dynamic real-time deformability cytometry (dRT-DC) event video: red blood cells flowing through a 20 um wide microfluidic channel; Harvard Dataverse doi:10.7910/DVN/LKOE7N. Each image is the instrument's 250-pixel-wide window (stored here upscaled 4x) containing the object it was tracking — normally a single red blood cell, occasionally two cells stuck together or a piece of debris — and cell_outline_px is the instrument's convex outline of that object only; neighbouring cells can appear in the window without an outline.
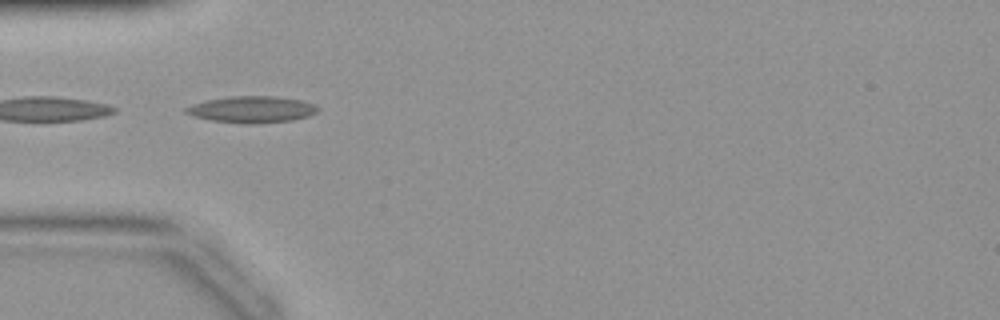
{"species": "common noctule bat (a hibernating species)", "species_latin": "Nyctalus noctula", "temperature_condition": "warm", "stored_images_in_passage": 30, "camera_frame_rate_fps": 3000, "um_per_image_px": 0.085, "animal": {"sex": "female", "body_mass_g": 19.9}, "frame": {"image": 1, "passage_image": 1, "time_ms": 0.0, "image_size_px": [1000, 320], "cell_outline_px": [[320, 108], [316, 112], [308, 116], [292, 120], [256, 124], [244, 124], [212, 120], [196, 116], [184, 112], [184, 108], [192, 104], [208, 100], [232, 96], [276, 96], [300, 100], [316, 104]], "centroid_in_image_um": [21.44, 9.3], "position_along_channel_um": 63.6, "area_um2": 20.35}}
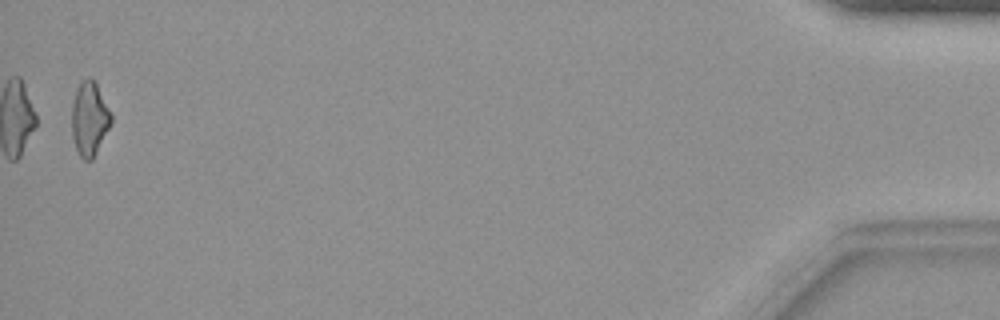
{"frame": {"image": 2, "passage_image": 30, "time_ms": 9.667, "image_size_px": [1000, 320], "cell_outline_px": [[112, 124], [92, 160], [84, 160], [80, 156], [76, 148], [72, 136], [72, 104], [76, 88], [88, 76], [92, 76], [112, 116]], "centroid_in_image_um": [7.6, 10.1], "position_along_channel_um": 427.6, "area_um2": 16.88}}